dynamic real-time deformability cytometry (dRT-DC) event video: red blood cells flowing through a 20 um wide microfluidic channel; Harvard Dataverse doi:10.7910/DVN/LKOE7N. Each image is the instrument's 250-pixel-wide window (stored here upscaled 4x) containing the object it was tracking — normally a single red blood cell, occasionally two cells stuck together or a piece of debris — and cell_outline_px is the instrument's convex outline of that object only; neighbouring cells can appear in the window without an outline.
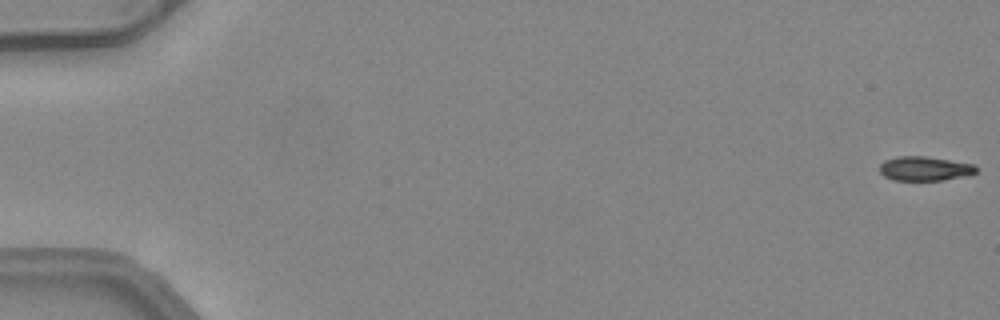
{"species": "common noctule bat (a hibernating species)", "species_latin": "Nyctalus noctula", "temperature_condition": "warm", "stored_images_in_passage": 52, "camera_frame_rate_fps": 3000, "um_per_image_px": 0.085, "animal": {"sex": "female", "body_mass_g": 24.6, "forearm_length_mm": 56.2}, "frame": {"image": 1, "passage_image": 1, "time_ms": 0.0, "image_size_px": [1000, 320], "cell_outline_px": [[976, 172], [964, 176], [944, 180], [892, 180], [884, 176], [880, 172], [880, 164], [884, 160], [900, 156], [924, 156], [976, 164]], "centroid_in_image_um": [78.59, 14.33], "position_along_channel_um": 6.4, "area_um2": 13.64}}
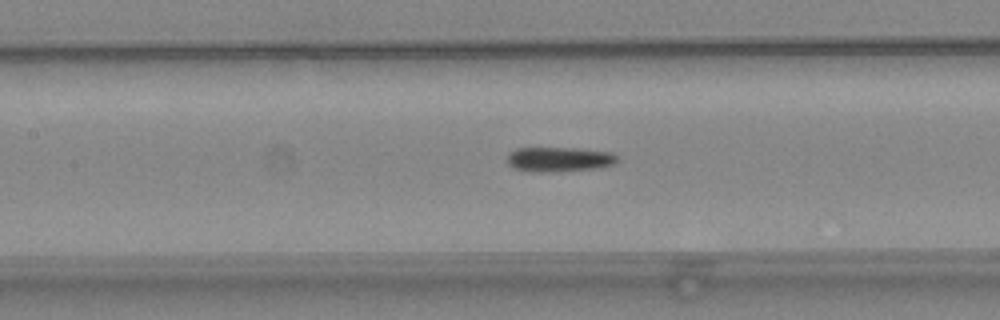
{"frame": {"image": 2, "passage_image": 25, "time_ms": 8.0, "image_size_px": [1000, 320], "cell_outline_px": [[616, 160], [612, 164], [600, 168], [548, 172], [536, 172], [512, 168], [508, 164], [508, 152], [516, 148], [576, 148], [608, 152], [616, 156]], "centroid_in_image_um": [47.46, 13.54], "position_along_channel_um": 159.9, "area_um2": 15.72}}
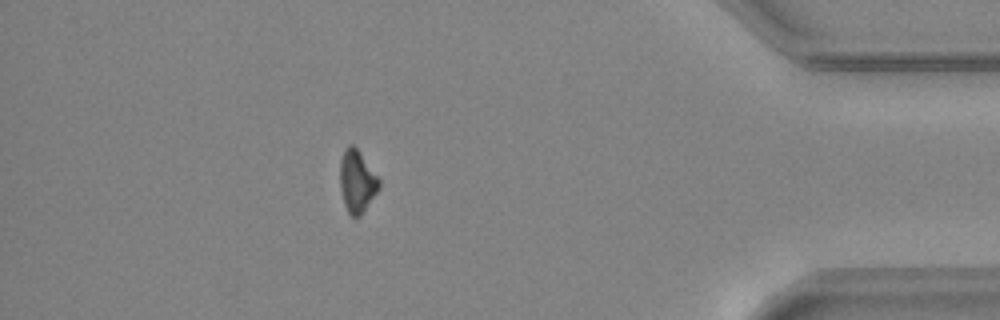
{"frame": {"image": 3, "passage_image": 46, "time_ms": 15.0, "image_size_px": [1000, 320], "cell_outline_px": [[380, 188], [360, 216], [352, 216], [348, 212], [344, 204], [340, 188], [340, 160], [344, 148], [348, 144], [352, 144], [356, 148], [380, 180]], "centroid_in_image_um": [30.33, 15.41], "position_along_channel_um": 404.9, "area_um2": 14.05}, "authors_computed_cell_mechanics": {"area_um2": 14.9702, "velocity_mm_per_s": 4.1151, "shape_relaxation_time_tau1_ms": 6.4799, "shape_relaxation_time_tau2_ms": null, "deformation_change_tau1": 0.1639, "deformation_change_tau2": null}}